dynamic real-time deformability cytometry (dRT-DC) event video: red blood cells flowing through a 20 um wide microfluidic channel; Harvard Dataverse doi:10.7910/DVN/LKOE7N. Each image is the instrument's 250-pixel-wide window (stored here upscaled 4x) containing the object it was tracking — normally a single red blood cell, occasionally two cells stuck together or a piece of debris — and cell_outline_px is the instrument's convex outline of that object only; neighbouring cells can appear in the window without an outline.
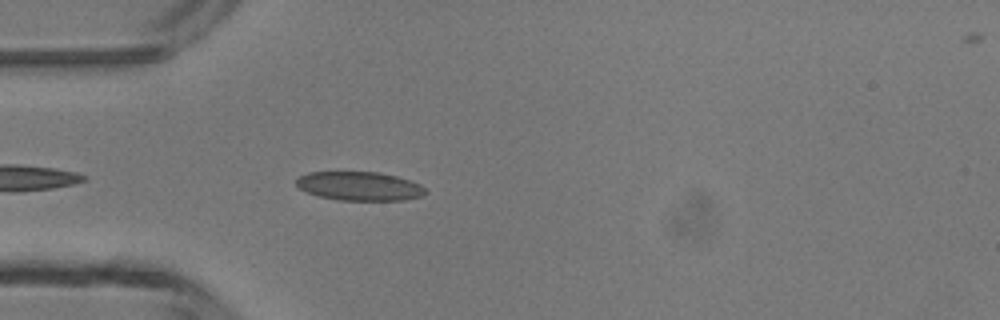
{"species": "common noctule bat (a hibernating species)", "species_latin": "Nyctalus noctula", "temperature_condition": "room temperature", "stored_images_in_passage": 4, "camera_frame_rate_fps": 3000, "um_per_image_px": 0.085, "animal": {"sex": "male", "body_mass_g": 13.3}, "frame": {"image": 1, "passage_image": 4, "time_ms": 3.667, "image_size_px": [1000, 320], "cell_outline_px": [[428, 192], [424, 196], [404, 200], [340, 200], [320, 196], [308, 192], [300, 188], [296, 184], [296, 180], [300, 176], [308, 172], [380, 172], [396, 176], [420, 184]], "centroid_in_image_um": [30.59, 15.82], "position_along_channel_um": 54.4, "area_um2": 21.62}}